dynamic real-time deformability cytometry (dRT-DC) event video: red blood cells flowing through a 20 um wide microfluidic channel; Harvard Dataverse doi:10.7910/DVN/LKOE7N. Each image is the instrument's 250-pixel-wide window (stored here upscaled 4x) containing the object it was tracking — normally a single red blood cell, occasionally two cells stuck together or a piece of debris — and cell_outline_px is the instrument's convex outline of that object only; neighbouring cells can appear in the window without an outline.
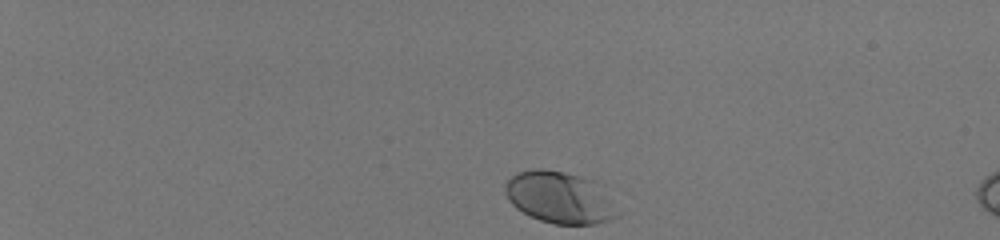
{"species": "human", "species_latin": "Homo sapiens", "temperature_condition": "room temperature", "stored_images_in_passage": 8, "camera_frame_rate_fps": 3000, "um_per_image_px": 0.085, "donor": {"sex": "male"}, "frame": {"image": 1, "passage_image": 1, "time_ms": 0.0, "image_size_px": [1000, 240], "cell_outline_px": [[620, 216], [596, 224], [556, 224], [540, 220], [516, 208], [508, 200], [504, 192], [504, 184], [516, 172], [536, 168], [544, 168], [564, 172], [580, 176], [592, 180]], "centroid_in_image_um": [47.47, 16.78], "position_along_channel_um": 37.5, "area_um2": 33.23}}